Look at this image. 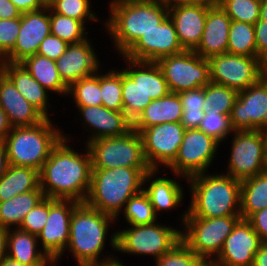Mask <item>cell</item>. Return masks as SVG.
I'll return each instance as SVG.
<instances>
[{
    "mask_svg": "<svg viewBox=\"0 0 267 266\" xmlns=\"http://www.w3.org/2000/svg\"><path fill=\"white\" fill-rule=\"evenodd\" d=\"M12 130V125L8 120V116L3 108L0 106V141H4L7 135Z\"/></svg>",
    "mask_w": 267,
    "mask_h": 266,
    "instance_id": "53",
    "label": "cell"
},
{
    "mask_svg": "<svg viewBox=\"0 0 267 266\" xmlns=\"http://www.w3.org/2000/svg\"><path fill=\"white\" fill-rule=\"evenodd\" d=\"M143 89L152 100L170 93L163 72L156 62H143Z\"/></svg>",
    "mask_w": 267,
    "mask_h": 266,
    "instance_id": "43",
    "label": "cell"
},
{
    "mask_svg": "<svg viewBox=\"0 0 267 266\" xmlns=\"http://www.w3.org/2000/svg\"><path fill=\"white\" fill-rule=\"evenodd\" d=\"M90 41L68 44L66 51L55 61L59 75L68 87L81 78L94 75L102 67Z\"/></svg>",
    "mask_w": 267,
    "mask_h": 266,
    "instance_id": "20",
    "label": "cell"
},
{
    "mask_svg": "<svg viewBox=\"0 0 267 266\" xmlns=\"http://www.w3.org/2000/svg\"><path fill=\"white\" fill-rule=\"evenodd\" d=\"M165 77L171 93H181L205 87L210 81L209 60L193 50L165 56L156 62Z\"/></svg>",
    "mask_w": 267,
    "mask_h": 266,
    "instance_id": "11",
    "label": "cell"
},
{
    "mask_svg": "<svg viewBox=\"0 0 267 266\" xmlns=\"http://www.w3.org/2000/svg\"><path fill=\"white\" fill-rule=\"evenodd\" d=\"M230 123L234 131H267V74L257 83L238 92Z\"/></svg>",
    "mask_w": 267,
    "mask_h": 266,
    "instance_id": "16",
    "label": "cell"
},
{
    "mask_svg": "<svg viewBox=\"0 0 267 266\" xmlns=\"http://www.w3.org/2000/svg\"><path fill=\"white\" fill-rule=\"evenodd\" d=\"M48 218V197H44L28 214L24 217L19 229L38 236L44 228Z\"/></svg>",
    "mask_w": 267,
    "mask_h": 266,
    "instance_id": "46",
    "label": "cell"
},
{
    "mask_svg": "<svg viewBox=\"0 0 267 266\" xmlns=\"http://www.w3.org/2000/svg\"><path fill=\"white\" fill-rule=\"evenodd\" d=\"M210 81L242 91L267 74V66L258 57L223 53L210 57Z\"/></svg>",
    "mask_w": 267,
    "mask_h": 266,
    "instance_id": "13",
    "label": "cell"
},
{
    "mask_svg": "<svg viewBox=\"0 0 267 266\" xmlns=\"http://www.w3.org/2000/svg\"><path fill=\"white\" fill-rule=\"evenodd\" d=\"M20 30V17L0 19V60H2L16 43Z\"/></svg>",
    "mask_w": 267,
    "mask_h": 266,
    "instance_id": "47",
    "label": "cell"
},
{
    "mask_svg": "<svg viewBox=\"0 0 267 266\" xmlns=\"http://www.w3.org/2000/svg\"><path fill=\"white\" fill-rule=\"evenodd\" d=\"M198 129L214 137L220 143L227 141L226 139L234 132L230 123V115L219 114L212 109L205 110V115Z\"/></svg>",
    "mask_w": 267,
    "mask_h": 266,
    "instance_id": "44",
    "label": "cell"
},
{
    "mask_svg": "<svg viewBox=\"0 0 267 266\" xmlns=\"http://www.w3.org/2000/svg\"><path fill=\"white\" fill-rule=\"evenodd\" d=\"M139 0H111V2H108L109 4V11L111 9H113L114 7H117V6H120V5H123V4H129V3H133V2H137Z\"/></svg>",
    "mask_w": 267,
    "mask_h": 266,
    "instance_id": "60",
    "label": "cell"
},
{
    "mask_svg": "<svg viewBox=\"0 0 267 266\" xmlns=\"http://www.w3.org/2000/svg\"><path fill=\"white\" fill-rule=\"evenodd\" d=\"M21 13L39 10L46 6L41 0H10Z\"/></svg>",
    "mask_w": 267,
    "mask_h": 266,
    "instance_id": "52",
    "label": "cell"
},
{
    "mask_svg": "<svg viewBox=\"0 0 267 266\" xmlns=\"http://www.w3.org/2000/svg\"><path fill=\"white\" fill-rule=\"evenodd\" d=\"M39 246L36 235L19 228L8 229L6 255L11 259L28 266H52L54 262Z\"/></svg>",
    "mask_w": 267,
    "mask_h": 266,
    "instance_id": "28",
    "label": "cell"
},
{
    "mask_svg": "<svg viewBox=\"0 0 267 266\" xmlns=\"http://www.w3.org/2000/svg\"><path fill=\"white\" fill-rule=\"evenodd\" d=\"M257 57L267 66V25L263 20H258L254 24Z\"/></svg>",
    "mask_w": 267,
    "mask_h": 266,
    "instance_id": "49",
    "label": "cell"
},
{
    "mask_svg": "<svg viewBox=\"0 0 267 266\" xmlns=\"http://www.w3.org/2000/svg\"><path fill=\"white\" fill-rule=\"evenodd\" d=\"M86 25L77 19L70 18L50 9L51 34L57 36L68 44L78 43L88 39Z\"/></svg>",
    "mask_w": 267,
    "mask_h": 266,
    "instance_id": "38",
    "label": "cell"
},
{
    "mask_svg": "<svg viewBox=\"0 0 267 266\" xmlns=\"http://www.w3.org/2000/svg\"><path fill=\"white\" fill-rule=\"evenodd\" d=\"M232 136L225 174L242 181L267 171V131H234Z\"/></svg>",
    "mask_w": 267,
    "mask_h": 266,
    "instance_id": "10",
    "label": "cell"
},
{
    "mask_svg": "<svg viewBox=\"0 0 267 266\" xmlns=\"http://www.w3.org/2000/svg\"><path fill=\"white\" fill-rule=\"evenodd\" d=\"M181 240L203 261L211 263L221 252L225 239L232 232L240 216L216 218L186 217L183 211Z\"/></svg>",
    "mask_w": 267,
    "mask_h": 266,
    "instance_id": "7",
    "label": "cell"
},
{
    "mask_svg": "<svg viewBox=\"0 0 267 266\" xmlns=\"http://www.w3.org/2000/svg\"><path fill=\"white\" fill-rule=\"evenodd\" d=\"M124 216L126 225H143V224H152L157 222L158 217L155 213L153 205L149 200L148 196L143 192V190L131 197L121 212Z\"/></svg>",
    "mask_w": 267,
    "mask_h": 266,
    "instance_id": "37",
    "label": "cell"
},
{
    "mask_svg": "<svg viewBox=\"0 0 267 266\" xmlns=\"http://www.w3.org/2000/svg\"><path fill=\"white\" fill-rule=\"evenodd\" d=\"M44 197V193L39 187L37 190L22 193L0 202V226L7 230L19 228L28 212Z\"/></svg>",
    "mask_w": 267,
    "mask_h": 266,
    "instance_id": "31",
    "label": "cell"
},
{
    "mask_svg": "<svg viewBox=\"0 0 267 266\" xmlns=\"http://www.w3.org/2000/svg\"><path fill=\"white\" fill-rule=\"evenodd\" d=\"M40 187L39 171L30 167L8 165L0 178V202Z\"/></svg>",
    "mask_w": 267,
    "mask_h": 266,
    "instance_id": "30",
    "label": "cell"
},
{
    "mask_svg": "<svg viewBox=\"0 0 267 266\" xmlns=\"http://www.w3.org/2000/svg\"><path fill=\"white\" fill-rule=\"evenodd\" d=\"M186 182L191 193L186 217L240 216V180L221 172H205L188 178Z\"/></svg>",
    "mask_w": 267,
    "mask_h": 266,
    "instance_id": "3",
    "label": "cell"
},
{
    "mask_svg": "<svg viewBox=\"0 0 267 266\" xmlns=\"http://www.w3.org/2000/svg\"><path fill=\"white\" fill-rule=\"evenodd\" d=\"M183 108L179 94L169 93L160 99L152 100L132 122L137 132L157 124L181 122Z\"/></svg>",
    "mask_w": 267,
    "mask_h": 266,
    "instance_id": "29",
    "label": "cell"
},
{
    "mask_svg": "<svg viewBox=\"0 0 267 266\" xmlns=\"http://www.w3.org/2000/svg\"><path fill=\"white\" fill-rule=\"evenodd\" d=\"M74 108H78L84 131L89 129L87 132L91 133L90 136L87 135L85 144L98 138L122 136L132 129V122L124 111L109 110L103 105L74 106Z\"/></svg>",
    "mask_w": 267,
    "mask_h": 266,
    "instance_id": "21",
    "label": "cell"
},
{
    "mask_svg": "<svg viewBox=\"0 0 267 266\" xmlns=\"http://www.w3.org/2000/svg\"><path fill=\"white\" fill-rule=\"evenodd\" d=\"M227 53L257 57L254 24L231 21Z\"/></svg>",
    "mask_w": 267,
    "mask_h": 266,
    "instance_id": "34",
    "label": "cell"
},
{
    "mask_svg": "<svg viewBox=\"0 0 267 266\" xmlns=\"http://www.w3.org/2000/svg\"><path fill=\"white\" fill-rule=\"evenodd\" d=\"M103 20L106 34L118 55H123L144 33L156 28L169 16V8L159 0H139L109 11Z\"/></svg>",
    "mask_w": 267,
    "mask_h": 266,
    "instance_id": "5",
    "label": "cell"
},
{
    "mask_svg": "<svg viewBox=\"0 0 267 266\" xmlns=\"http://www.w3.org/2000/svg\"><path fill=\"white\" fill-rule=\"evenodd\" d=\"M122 103L126 117L133 122L152 101L143 89V61L122 58Z\"/></svg>",
    "mask_w": 267,
    "mask_h": 266,
    "instance_id": "25",
    "label": "cell"
},
{
    "mask_svg": "<svg viewBox=\"0 0 267 266\" xmlns=\"http://www.w3.org/2000/svg\"><path fill=\"white\" fill-rule=\"evenodd\" d=\"M263 244L247 219L240 218L225 239L211 266H253L254 255Z\"/></svg>",
    "mask_w": 267,
    "mask_h": 266,
    "instance_id": "19",
    "label": "cell"
},
{
    "mask_svg": "<svg viewBox=\"0 0 267 266\" xmlns=\"http://www.w3.org/2000/svg\"><path fill=\"white\" fill-rule=\"evenodd\" d=\"M186 129L181 122L157 124L139 132L151 169H166L177 157Z\"/></svg>",
    "mask_w": 267,
    "mask_h": 266,
    "instance_id": "15",
    "label": "cell"
},
{
    "mask_svg": "<svg viewBox=\"0 0 267 266\" xmlns=\"http://www.w3.org/2000/svg\"><path fill=\"white\" fill-rule=\"evenodd\" d=\"M85 145L92 169L151 168L144 155L141 136L134 129L122 136L98 138Z\"/></svg>",
    "mask_w": 267,
    "mask_h": 266,
    "instance_id": "9",
    "label": "cell"
},
{
    "mask_svg": "<svg viewBox=\"0 0 267 266\" xmlns=\"http://www.w3.org/2000/svg\"><path fill=\"white\" fill-rule=\"evenodd\" d=\"M51 34L50 8L22 13L20 30L14 48L2 59L5 62L21 63L38 53L41 42Z\"/></svg>",
    "mask_w": 267,
    "mask_h": 266,
    "instance_id": "18",
    "label": "cell"
},
{
    "mask_svg": "<svg viewBox=\"0 0 267 266\" xmlns=\"http://www.w3.org/2000/svg\"><path fill=\"white\" fill-rule=\"evenodd\" d=\"M7 232V229L0 226V260L7 254Z\"/></svg>",
    "mask_w": 267,
    "mask_h": 266,
    "instance_id": "57",
    "label": "cell"
},
{
    "mask_svg": "<svg viewBox=\"0 0 267 266\" xmlns=\"http://www.w3.org/2000/svg\"><path fill=\"white\" fill-rule=\"evenodd\" d=\"M165 7L171 8L180 5H195L202 2H215V0H159Z\"/></svg>",
    "mask_w": 267,
    "mask_h": 266,
    "instance_id": "54",
    "label": "cell"
},
{
    "mask_svg": "<svg viewBox=\"0 0 267 266\" xmlns=\"http://www.w3.org/2000/svg\"><path fill=\"white\" fill-rule=\"evenodd\" d=\"M0 266H28V265H24L18 261H15L6 255L4 258L0 260Z\"/></svg>",
    "mask_w": 267,
    "mask_h": 266,
    "instance_id": "58",
    "label": "cell"
},
{
    "mask_svg": "<svg viewBox=\"0 0 267 266\" xmlns=\"http://www.w3.org/2000/svg\"><path fill=\"white\" fill-rule=\"evenodd\" d=\"M119 257H116V260L114 262H111L109 264H104V265H100V266H126L124 265L125 263L122 262V260H120Z\"/></svg>",
    "mask_w": 267,
    "mask_h": 266,
    "instance_id": "61",
    "label": "cell"
},
{
    "mask_svg": "<svg viewBox=\"0 0 267 266\" xmlns=\"http://www.w3.org/2000/svg\"><path fill=\"white\" fill-rule=\"evenodd\" d=\"M68 43L50 34L40 44L38 55L56 61L67 49Z\"/></svg>",
    "mask_w": 267,
    "mask_h": 266,
    "instance_id": "48",
    "label": "cell"
},
{
    "mask_svg": "<svg viewBox=\"0 0 267 266\" xmlns=\"http://www.w3.org/2000/svg\"><path fill=\"white\" fill-rule=\"evenodd\" d=\"M2 71L13 82L21 95L45 118L49 119L48 110L52 107V103L49 105V91L43 88L21 63L2 61Z\"/></svg>",
    "mask_w": 267,
    "mask_h": 266,
    "instance_id": "27",
    "label": "cell"
},
{
    "mask_svg": "<svg viewBox=\"0 0 267 266\" xmlns=\"http://www.w3.org/2000/svg\"><path fill=\"white\" fill-rule=\"evenodd\" d=\"M80 203L73 200L48 198V218L37 239L47 256L59 265L70 237V221L73 210Z\"/></svg>",
    "mask_w": 267,
    "mask_h": 266,
    "instance_id": "14",
    "label": "cell"
},
{
    "mask_svg": "<svg viewBox=\"0 0 267 266\" xmlns=\"http://www.w3.org/2000/svg\"><path fill=\"white\" fill-rule=\"evenodd\" d=\"M0 106L6 112L12 127L33 126L45 119L4 73L0 75Z\"/></svg>",
    "mask_w": 267,
    "mask_h": 266,
    "instance_id": "26",
    "label": "cell"
},
{
    "mask_svg": "<svg viewBox=\"0 0 267 266\" xmlns=\"http://www.w3.org/2000/svg\"><path fill=\"white\" fill-rule=\"evenodd\" d=\"M8 165L6 146L4 141H0V178L4 175Z\"/></svg>",
    "mask_w": 267,
    "mask_h": 266,
    "instance_id": "56",
    "label": "cell"
},
{
    "mask_svg": "<svg viewBox=\"0 0 267 266\" xmlns=\"http://www.w3.org/2000/svg\"><path fill=\"white\" fill-rule=\"evenodd\" d=\"M22 13L10 0H0V19H14Z\"/></svg>",
    "mask_w": 267,
    "mask_h": 266,
    "instance_id": "51",
    "label": "cell"
},
{
    "mask_svg": "<svg viewBox=\"0 0 267 266\" xmlns=\"http://www.w3.org/2000/svg\"><path fill=\"white\" fill-rule=\"evenodd\" d=\"M81 78L68 87L67 96L74 102V106H99L102 105V93L100 89V72ZM76 104V105H75Z\"/></svg>",
    "mask_w": 267,
    "mask_h": 266,
    "instance_id": "35",
    "label": "cell"
},
{
    "mask_svg": "<svg viewBox=\"0 0 267 266\" xmlns=\"http://www.w3.org/2000/svg\"><path fill=\"white\" fill-rule=\"evenodd\" d=\"M259 20H263L264 25H267V0H263L260 4Z\"/></svg>",
    "mask_w": 267,
    "mask_h": 266,
    "instance_id": "59",
    "label": "cell"
},
{
    "mask_svg": "<svg viewBox=\"0 0 267 266\" xmlns=\"http://www.w3.org/2000/svg\"><path fill=\"white\" fill-rule=\"evenodd\" d=\"M51 119L33 126L12 127L4 139L9 165L42 169L64 133Z\"/></svg>",
    "mask_w": 267,
    "mask_h": 266,
    "instance_id": "6",
    "label": "cell"
},
{
    "mask_svg": "<svg viewBox=\"0 0 267 266\" xmlns=\"http://www.w3.org/2000/svg\"><path fill=\"white\" fill-rule=\"evenodd\" d=\"M151 168L117 167L92 169L90 189L85 204L116 218L126 202L143 189L144 175Z\"/></svg>",
    "mask_w": 267,
    "mask_h": 266,
    "instance_id": "4",
    "label": "cell"
},
{
    "mask_svg": "<svg viewBox=\"0 0 267 266\" xmlns=\"http://www.w3.org/2000/svg\"><path fill=\"white\" fill-rule=\"evenodd\" d=\"M45 5H48L52 0H41Z\"/></svg>",
    "mask_w": 267,
    "mask_h": 266,
    "instance_id": "62",
    "label": "cell"
},
{
    "mask_svg": "<svg viewBox=\"0 0 267 266\" xmlns=\"http://www.w3.org/2000/svg\"><path fill=\"white\" fill-rule=\"evenodd\" d=\"M237 96L235 89L210 82L205 86L204 111L212 109L219 114L230 115Z\"/></svg>",
    "mask_w": 267,
    "mask_h": 266,
    "instance_id": "40",
    "label": "cell"
},
{
    "mask_svg": "<svg viewBox=\"0 0 267 266\" xmlns=\"http://www.w3.org/2000/svg\"><path fill=\"white\" fill-rule=\"evenodd\" d=\"M253 266H267V243H263L254 255Z\"/></svg>",
    "mask_w": 267,
    "mask_h": 266,
    "instance_id": "55",
    "label": "cell"
},
{
    "mask_svg": "<svg viewBox=\"0 0 267 266\" xmlns=\"http://www.w3.org/2000/svg\"><path fill=\"white\" fill-rule=\"evenodd\" d=\"M214 2L180 5L169 8L179 43L184 50H194L203 35L207 10Z\"/></svg>",
    "mask_w": 267,
    "mask_h": 266,
    "instance_id": "22",
    "label": "cell"
},
{
    "mask_svg": "<svg viewBox=\"0 0 267 266\" xmlns=\"http://www.w3.org/2000/svg\"><path fill=\"white\" fill-rule=\"evenodd\" d=\"M183 51L174 24L168 16L156 28L144 33L122 57L134 61L157 62L160 58Z\"/></svg>",
    "mask_w": 267,
    "mask_h": 266,
    "instance_id": "17",
    "label": "cell"
},
{
    "mask_svg": "<svg viewBox=\"0 0 267 266\" xmlns=\"http://www.w3.org/2000/svg\"><path fill=\"white\" fill-rule=\"evenodd\" d=\"M267 207V171L241 181L240 217L248 219Z\"/></svg>",
    "mask_w": 267,
    "mask_h": 266,
    "instance_id": "33",
    "label": "cell"
},
{
    "mask_svg": "<svg viewBox=\"0 0 267 266\" xmlns=\"http://www.w3.org/2000/svg\"><path fill=\"white\" fill-rule=\"evenodd\" d=\"M263 243H267V207L247 219Z\"/></svg>",
    "mask_w": 267,
    "mask_h": 266,
    "instance_id": "50",
    "label": "cell"
},
{
    "mask_svg": "<svg viewBox=\"0 0 267 266\" xmlns=\"http://www.w3.org/2000/svg\"><path fill=\"white\" fill-rule=\"evenodd\" d=\"M231 21L215 1L207 10L203 35L193 51L205 59L227 53Z\"/></svg>",
    "mask_w": 267,
    "mask_h": 266,
    "instance_id": "23",
    "label": "cell"
},
{
    "mask_svg": "<svg viewBox=\"0 0 267 266\" xmlns=\"http://www.w3.org/2000/svg\"><path fill=\"white\" fill-rule=\"evenodd\" d=\"M70 137L63 133L50 152L39 171L40 188L45 197L84 203L91 183V156L86 145L83 153L71 148Z\"/></svg>",
    "mask_w": 267,
    "mask_h": 266,
    "instance_id": "1",
    "label": "cell"
},
{
    "mask_svg": "<svg viewBox=\"0 0 267 266\" xmlns=\"http://www.w3.org/2000/svg\"><path fill=\"white\" fill-rule=\"evenodd\" d=\"M204 262L180 240L168 253L155 260V266H201Z\"/></svg>",
    "mask_w": 267,
    "mask_h": 266,
    "instance_id": "45",
    "label": "cell"
},
{
    "mask_svg": "<svg viewBox=\"0 0 267 266\" xmlns=\"http://www.w3.org/2000/svg\"><path fill=\"white\" fill-rule=\"evenodd\" d=\"M114 223L116 218L113 216L80 203L71 215L70 237L64 253L69 251L78 266H100L114 262L117 255L102 254L107 238L111 250L117 251V231L111 232V235L109 232ZM108 233L110 238L107 237Z\"/></svg>",
    "mask_w": 267,
    "mask_h": 266,
    "instance_id": "2",
    "label": "cell"
},
{
    "mask_svg": "<svg viewBox=\"0 0 267 266\" xmlns=\"http://www.w3.org/2000/svg\"><path fill=\"white\" fill-rule=\"evenodd\" d=\"M130 226V227H128ZM117 231V251L133 256H152L154 261L168 253L180 240V228L152 223L143 225H128Z\"/></svg>",
    "mask_w": 267,
    "mask_h": 266,
    "instance_id": "8",
    "label": "cell"
},
{
    "mask_svg": "<svg viewBox=\"0 0 267 266\" xmlns=\"http://www.w3.org/2000/svg\"><path fill=\"white\" fill-rule=\"evenodd\" d=\"M219 145L222 143L200 129L186 130L177 157L167 169L171 174L181 175L183 181L208 172L213 160L217 158Z\"/></svg>",
    "mask_w": 267,
    "mask_h": 266,
    "instance_id": "12",
    "label": "cell"
},
{
    "mask_svg": "<svg viewBox=\"0 0 267 266\" xmlns=\"http://www.w3.org/2000/svg\"><path fill=\"white\" fill-rule=\"evenodd\" d=\"M201 266H211L210 263L204 262Z\"/></svg>",
    "mask_w": 267,
    "mask_h": 266,
    "instance_id": "64",
    "label": "cell"
},
{
    "mask_svg": "<svg viewBox=\"0 0 267 266\" xmlns=\"http://www.w3.org/2000/svg\"><path fill=\"white\" fill-rule=\"evenodd\" d=\"M183 114L181 124L186 130L198 129L204 115L205 87L179 93Z\"/></svg>",
    "mask_w": 267,
    "mask_h": 266,
    "instance_id": "36",
    "label": "cell"
},
{
    "mask_svg": "<svg viewBox=\"0 0 267 266\" xmlns=\"http://www.w3.org/2000/svg\"><path fill=\"white\" fill-rule=\"evenodd\" d=\"M161 170L151 169L143 178V192L148 196L156 215L162 211L168 212L169 210L180 207L184 199V189L182 184L175 178L181 175L174 173V178L159 176ZM158 173V174H157ZM177 176V177H176Z\"/></svg>",
    "mask_w": 267,
    "mask_h": 266,
    "instance_id": "24",
    "label": "cell"
},
{
    "mask_svg": "<svg viewBox=\"0 0 267 266\" xmlns=\"http://www.w3.org/2000/svg\"><path fill=\"white\" fill-rule=\"evenodd\" d=\"M91 0H52L48 7L54 12L82 21H98V15L91 10Z\"/></svg>",
    "mask_w": 267,
    "mask_h": 266,
    "instance_id": "42",
    "label": "cell"
},
{
    "mask_svg": "<svg viewBox=\"0 0 267 266\" xmlns=\"http://www.w3.org/2000/svg\"><path fill=\"white\" fill-rule=\"evenodd\" d=\"M232 21L255 24L260 16L259 0H215Z\"/></svg>",
    "mask_w": 267,
    "mask_h": 266,
    "instance_id": "41",
    "label": "cell"
},
{
    "mask_svg": "<svg viewBox=\"0 0 267 266\" xmlns=\"http://www.w3.org/2000/svg\"><path fill=\"white\" fill-rule=\"evenodd\" d=\"M21 64L49 93L67 96L68 86L61 79L54 60L35 54Z\"/></svg>",
    "mask_w": 267,
    "mask_h": 266,
    "instance_id": "32",
    "label": "cell"
},
{
    "mask_svg": "<svg viewBox=\"0 0 267 266\" xmlns=\"http://www.w3.org/2000/svg\"><path fill=\"white\" fill-rule=\"evenodd\" d=\"M100 73L102 105L109 110L123 111L122 103V69L114 68Z\"/></svg>",
    "mask_w": 267,
    "mask_h": 266,
    "instance_id": "39",
    "label": "cell"
},
{
    "mask_svg": "<svg viewBox=\"0 0 267 266\" xmlns=\"http://www.w3.org/2000/svg\"><path fill=\"white\" fill-rule=\"evenodd\" d=\"M3 73L2 71V60H0V75Z\"/></svg>",
    "mask_w": 267,
    "mask_h": 266,
    "instance_id": "63",
    "label": "cell"
}]
</instances>
